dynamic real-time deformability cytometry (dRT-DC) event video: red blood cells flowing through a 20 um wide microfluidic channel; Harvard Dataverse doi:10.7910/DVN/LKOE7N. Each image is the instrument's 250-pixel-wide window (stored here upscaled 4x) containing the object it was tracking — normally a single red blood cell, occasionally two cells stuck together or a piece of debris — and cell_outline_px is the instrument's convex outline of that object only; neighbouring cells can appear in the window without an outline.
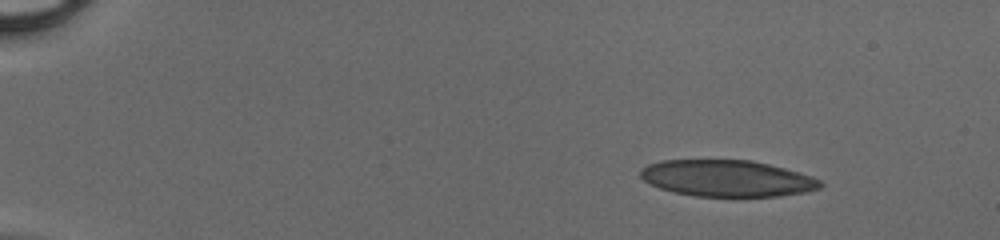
{"species": "human", "species_latin": "Homo sapiens", "temperature_condition": "cold", "stored_images_in_passage": 44, "camera_frame_rate_fps": 3000, "um_per_image_px": 0.085, "donor": {"sex": "male"}, "frame": {"image": 1, "passage_image": 1, "time_ms": 0.0, "image_size_px": [1000, 240], "cell_outline_px": [[824, 184], [820, 188], [804, 192], [776, 196], [696, 196], [676, 192], [660, 188], [644, 180], [640, 176], [640, 168], [648, 164], [660, 160], [752, 160], [784, 168], [812, 176], [820, 180]], "centroid_in_image_um": [61.79, 15.15], "position_along_channel_um": 23.2, "area_um2": 38.03}}
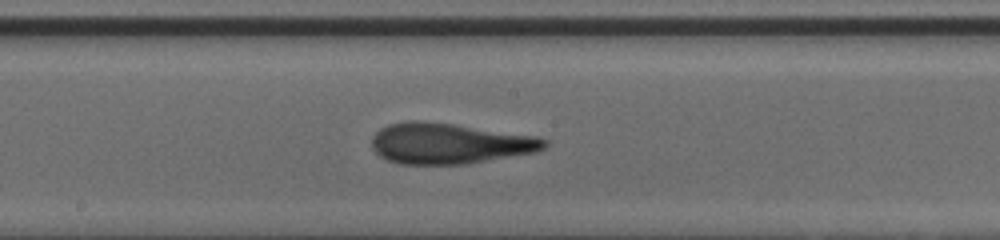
{"frame": {"image": 2, "passage_image": 23, "time_ms": 7.333, "image_size_px": [1000, 240], "cell_outline_px": [[548, 144], [544, 148], [532, 152], [464, 164], [400, 164], [388, 160], [380, 156], [372, 148], [372, 136], [380, 128], [388, 124], [408, 120], [420, 120], [452, 124], [536, 136], [548, 140]], "centroid_in_image_um": [38.13, 12.18], "position_along_channel_um": 210.1, "area_um2": 40.63}}
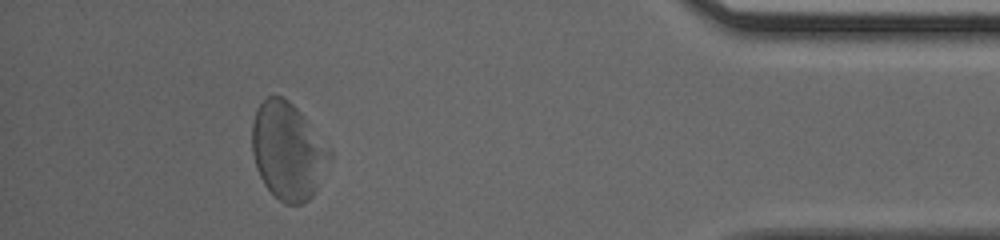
{"frame": {"image": 3, "passage_image": 40, "time_ms": 13.0, "image_size_px": [1000, 240], "cell_outline_px": [[332, 156], [312, 196], [304, 204], [284, 204], [264, 184], [256, 168], [252, 152], [252, 124], [256, 108], [268, 96], [284, 96], [300, 112], [332, 152]], "centroid_in_image_um": [24.45, 12.83], "position_along_channel_um": 410.8, "area_um2": 43.47}}